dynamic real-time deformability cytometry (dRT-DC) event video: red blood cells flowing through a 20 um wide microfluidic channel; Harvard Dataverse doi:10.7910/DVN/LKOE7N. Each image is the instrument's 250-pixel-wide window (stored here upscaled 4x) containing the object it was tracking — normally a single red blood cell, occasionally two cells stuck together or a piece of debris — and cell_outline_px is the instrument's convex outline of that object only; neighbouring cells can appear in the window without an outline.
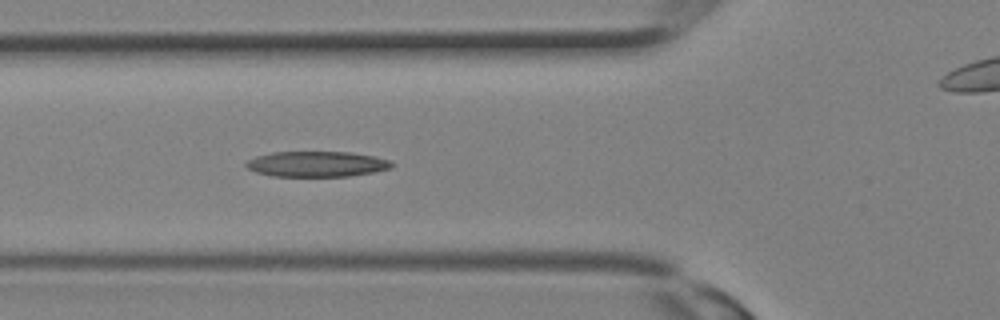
{"species": "Egyptian fruit bat (a non-hibernating species)", "species_latin": "Rousettus aegyptiacus", "temperature_condition": "room temperature", "stored_images_in_passage": 11, "camera_frame_rate_fps": 3000, "um_per_image_px": 0.085, "animal": {"sex": "female"}, "frame": {"image": 1, "passage_image": 11, "time_ms": 3.333, "image_size_px": [1000, 320], "cell_outline_px": [[396, 164], [392, 168], [372, 172], [348, 176], [272, 176], [256, 172], [248, 168], [244, 164], [248, 160], [256, 156], [272, 152], [348, 152], [372, 156], [392, 160]], "centroid_in_image_um": [26.94, 13.94], "position_along_channel_um": 98.9, "area_um2": 21.62}}